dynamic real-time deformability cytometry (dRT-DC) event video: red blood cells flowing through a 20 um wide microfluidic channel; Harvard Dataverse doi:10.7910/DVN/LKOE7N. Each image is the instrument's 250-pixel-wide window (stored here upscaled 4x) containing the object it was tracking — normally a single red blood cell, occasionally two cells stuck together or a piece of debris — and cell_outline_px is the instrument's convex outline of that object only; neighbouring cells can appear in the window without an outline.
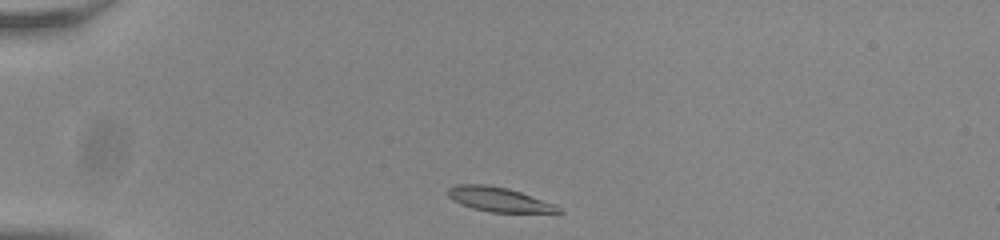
{"species": "common noctule bat (a hibernating species)", "species_latin": "Nyctalus noctula", "temperature_condition": "room temperature", "stored_images_in_passage": 42, "camera_frame_rate_fps": 3000, "um_per_image_px": 0.085, "animal": {"sex": "male", "body_mass_g": 20.0, "forearm_length_mm": 53.3}, "frame": {"image": 1, "passage_image": 1, "time_ms": 0.0, "image_size_px": [1000, 240], "cell_outline_px": [[564, 212], [488, 212], [472, 208], [460, 204], [452, 200], [448, 196], [448, 188], [456, 184], [484, 184], [508, 188], [556, 204]], "centroid_in_image_um": [42.37, 16.95], "position_along_channel_um": 42.6, "area_um2": 15.72}}
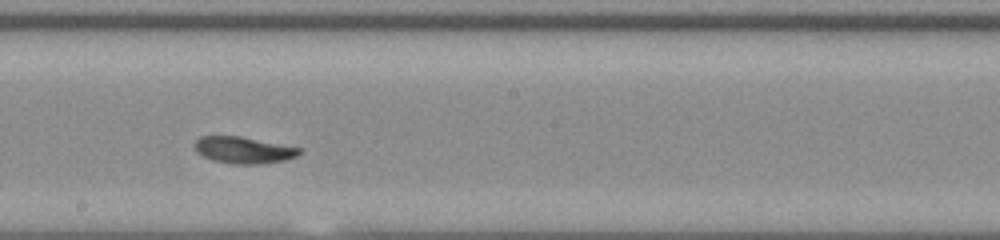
{"frame": {"image": 2, "passage_image": 19, "time_ms": 6.0, "image_size_px": [1000, 240], "cell_outline_px": [[300, 152], [296, 156], [284, 160], [256, 164], [232, 164], [212, 160], [196, 152], [192, 144], [200, 136], [240, 136], [300, 148]], "centroid_in_image_um": [20.62, 12.75], "position_along_channel_um": 227.6, "area_um2": 16.13}}
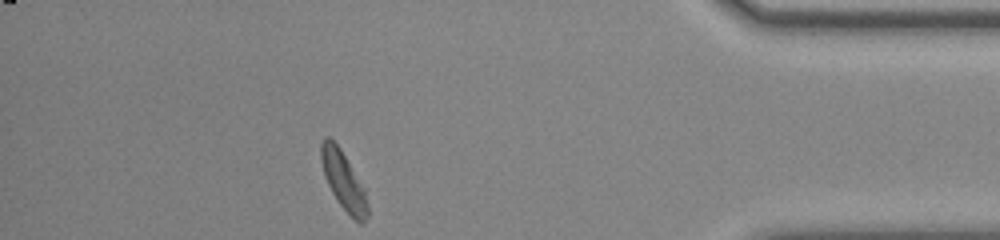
{"frame": {"image": 3, "passage_image": 36, "time_ms": 11.667, "image_size_px": [1000, 240], "cell_outline_px": [[368, 216], [364, 224], [360, 224], [340, 204], [332, 192], [324, 176], [320, 160], [320, 144], [324, 136], [328, 136], [340, 148], [364, 188], [368, 204]], "centroid_in_image_um": [29.18, 15.34], "position_along_channel_um": 406.0, "area_um2": 15.61}, "authors_computed_cell_mechanics": {"area_um2": 16.4441, "velocity_mm_per_s": 3.7917, "shape_relaxation_time_tau1_ms": 3.3199, "shape_relaxation_time_tau2_ms": 1.7486, "deformation_change_tau1": 0.1384, "deformation_change_tau2": 0.063}}